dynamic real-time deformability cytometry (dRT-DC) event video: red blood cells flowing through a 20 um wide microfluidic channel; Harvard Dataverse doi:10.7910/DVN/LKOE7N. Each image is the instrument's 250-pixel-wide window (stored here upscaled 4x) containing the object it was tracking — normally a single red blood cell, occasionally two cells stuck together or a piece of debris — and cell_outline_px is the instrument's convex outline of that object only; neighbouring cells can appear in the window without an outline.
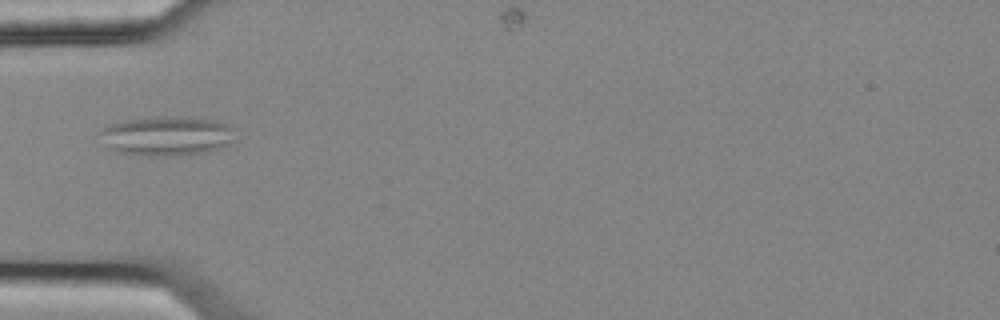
{"species": "common noctule bat (a hibernating species)", "species_latin": "Nyctalus noctula", "temperature_condition": "cold", "stored_images_in_passage": 5, "camera_frame_rate_fps": 3000, "um_per_image_px": 0.085, "animal": {"sex": "female", "body_mass_g": 25.1}, "frame": {"image": 1, "passage_image": 2, "time_ms": 0.333, "image_size_px": [1000, 320], "cell_outline_px": [[232, 140], [228, 144], [216, 148], [196, 152], [164, 156], [148, 156], [116, 152], [104, 148], [96, 132], [108, 124], [124, 120], [156, 116], [200, 116], [216, 120], [228, 124], [232, 128]], "centroid_in_image_um": [14.03, 11.51], "position_along_channel_um": 71.0, "area_um2": 31.56}}
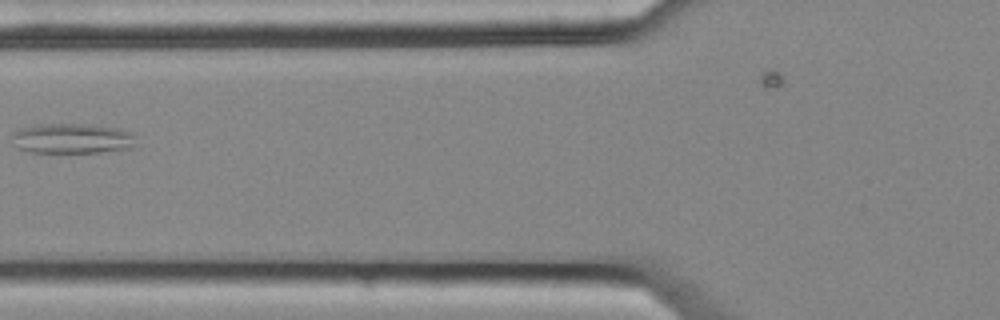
{"frame": {"image": 2, "passage_image": 3, "time_ms": 0.667, "image_size_px": [1000, 320], "cell_outline_px": [[136, 136], [132, 148], [100, 152], [28, 152], [16, 148], [12, 144], [12, 132], [20, 128], [40, 124], [96, 124], [120, 128], [132, 132]], "centroid_in_image_um": [6.12, 11.76], "position_along_channel_um": 119.7, "area_um2": 22.2}}